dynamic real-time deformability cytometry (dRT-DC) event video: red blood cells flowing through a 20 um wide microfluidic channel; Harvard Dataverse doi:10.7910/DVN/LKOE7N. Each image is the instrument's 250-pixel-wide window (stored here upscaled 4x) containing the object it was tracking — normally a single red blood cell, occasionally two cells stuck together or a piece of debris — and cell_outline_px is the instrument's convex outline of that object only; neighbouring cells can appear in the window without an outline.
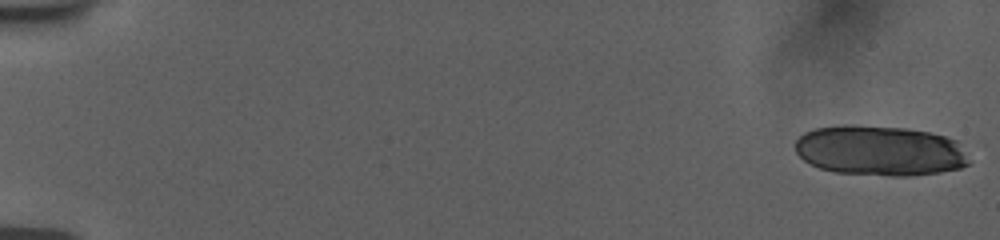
{"species": "human", "species_latin": "Homo sapiens", "temperature_condition": "room temperature", "stored_images_in_passage": 20, "camera_frame_rate_fps": 3000, "um_per_image_px": 0.085, "donor": {"sex": "female"}, "frame": {"image": 1, "passage_image": 1, "time_ms": 0.0, "image_size_px": [1000, 240], "cell_outline_px": [[968, 164], [960, 168], [940, 172], [908, 176], [892, 176], [836, 172], [820, 168], [804, 160], [796, 152], [796, 140], [804, 132], [816, 128], [844, 124], [852, 124], [908, 128], [928, 132], [944, 136], [956, 140]], "centroid_in_image_um": [74.74, 12.79], "position_along_channel_um": 10.3, "area_um2": 50.58}}
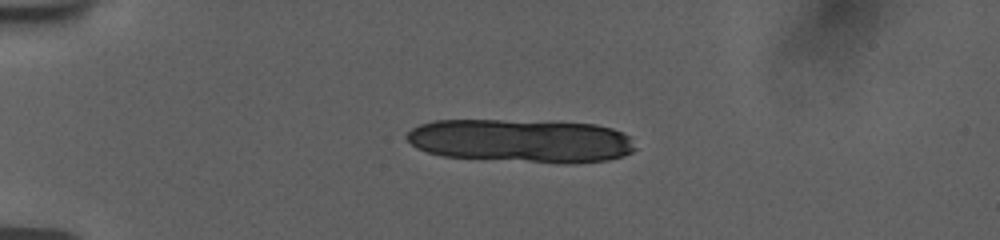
{"frame": {"image": 2, "passage_image": 14, "time_ms": 4.333, "image_size_px": [1000, 240], "cell_outline_px": [[636, 148], [632, 152], [624, 156], [608, 160], [572, 164], [568, 164], [444, 156], [428, 152], [416, 148], [404, 136], [412, 128], [420, 124], [432, 120], [556, 120], [596, 124], [612, 128], [624, 132], [628, 136]], "centroid_in_image_um": [44.35, 11.94], "position_along_channel_um": 40.7, "area_um2": 58.67}}